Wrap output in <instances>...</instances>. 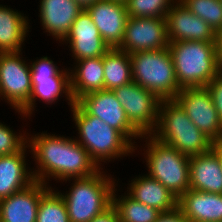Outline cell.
Segmentation results:
<instances>
[{"label":"cell","mask_w":222,"mask_h":222,"mask_svg":"<svg viewBox=\"0 0 222 222\" xmlns=\"http://www.w3.org/2000/svg\"><path fill=\"white\" fill-rule=\"evenodd\" d=\"M178 0H126L129 17L165 18Z\"/></svg>","instance_id":"obj_30"},{"label":"cell","mask_w":222,"mask_h":222,"mask_svg":"<svg viewBox=\"0 0 222 222\" xmlns=\"http://www.w3.org/2000/svg\"><path fill=\"white\" fill-rule=\"evenodd\" d=\"M141 138L147 139L148 142L145 146L147 150L144 151L148 175L179 198L190 189V157L157 141L151 135H142Z\"/></svg>","instance_id":"obj_6"},{"label":"cell","mask_w":222,"mask_h":222,"mask_svg":"<svg viewBox=\"0 0 222 222\" xmlns=\"http://www.w3.org/2000/svg\"><path fill=\"white\" fill-rule=\"evenodd\" d=\"M36 222H70L63 197L52 187L39 201Z\"/></svg>","instance_id":"obj_28"},{"label":"cell","mask_w":222,"mask_h":222,"mask_svg":"<svg viewBox=\"0 0 222 222\" xmlns=\"http://www.w3.org/2000/svg\"><path fill=\"white\" fill-rule=\"evenodd\" d=\"M27 145L20 151L0 156V200L17 193L35 182L25 159Z\"/></svg>","instance_id":"obj_20"},{"label":"cell","mask_w":222,"mask_h":222,"mask_svg":"<svg viewBox=\"0 0 222 222\" xmlns=\"http://www.w3.org/2000/svg\"><path fill=\"white\" fill-rule=\"evenodd\" d=\"M71 111L79 131V139L76 141L88 151L98 166L111 158L135 152V141L130 142L120 131L110 127L100 118L87 114L76 102Z\"/></svg>","instance_id":"obj_3"},{"label":"cell","mask_w":222,"mask_h":222,"mask_svg":"<svg viewBox=\"0 0 222 222\" xmlns=\"http://www.w3.org/2000/svg\"><path fill=\"white\" fill-rule=\"evenodd\" d=\"M76 103L87 114L100 118L110 127L120 131L130 142L132 139L142 137V134L129 122L124 108L112 90L86 94Z\"/></svg>","instance_id":"obj_11"},{"label":"cell","mask_w":222,"mask_h":222,"mask_svg":"<svg viewBox=\"0 0 222 222\" xmlns=\"http://www.w3.org/2000/svg\"><path fill=\"white\" fill-rule=\"evenodd\" d=\"M104 171L86 178H75L69 193H58L66 204L70 222H90L112 205L115 181Z\"/></svg>","instance_id":"obj_4"},{"label":"cell","mask_w":222,"mask_h":222,"mask_svg":"<svg viewBox=\"0 0 222 222\" xmlns=\"http://www.w3.org/2000/svg\"><path fill=\"white\" fill-rule=\"evenodd\" d=\"M155 222H190L183 214L182 210L177 207L172 211L161 212Z\"/></svg>","instance_id":"obj_33"},{"label":"cell","mask_w":222,"mask_h":222,"mask_svg":"<svg viewBox=\"0 0 222 222\" xmlns=\"http://www.w3.org/2000/svg\"><path fill=\"white\" fill-rule=\"evenodd\" d=\"M175 99L200 131L213 142L222 141V121L206 87L182 88Z\"/></svg>","instance_id":"obj_10"},{"label":"cell","mask_w":222,"mask_h":222,"mask_svg":"<svg viewBox=\"0 0 222 222\" xmlns=\"http://www.w3.org/2000/svg\"><path fill=\"white\" fill-rule=\"evenodd\" d=\"M10 129L0 122V156L20 152L27 144L26 133L19 135Z\"/></svg>","instance_id":"obj_31"},{"label":"cell","mask_w":222,"mask_h":222,"mask_svg":"<svg viewBox=\"0 0 222 222\" xmlns=\"http://www.w3.org/2000/svg\"><path fill=\"white\" fill-rule=\"evenodd\" d=\"M102 170L76 139L64 137L63 181L86 178Z\"/></svg>","instance_id":"obj_25"},{"label":"cell","mask_w":222,"mask_h":222,"mask_svg":"<svg viewBox=\"0 0 222 222\" xmlns=\"http://www.w3.org/2000/svg\"><path fill=\"white\" fill-rule=\"evenodd\" d=\"M127 194L136 201L156 208L160 212L172 211L178 207V197L148 174L131 180Z\"/></svg>","instance_id":"obj_22"},{"label":"cell","mask_w":222,"mask_h":222,"mask_svg":"<svg viewBox=\"0 0 222 222\" xmlns=\"http://www.w3.org/2000/svg\"><path fill=\"white\" fill-rule=\"evenodd\" d=\"M210 93L214 107L216 108L219 118L222 121V74L213 78L206 86Z\"/></svg>","instance_id":"obj_32"},{"label":"cell","mask_w":222,"mask_h":222,"mask_svg":"<svg viewBox=\"0 0 222 222\" xmlns=\"http://www.w3.org/2000/svg\"><path fill=\"white\" fill-rule=\"evenodd\" d=\"M110 48H117L123 41L128 12L124 2L97 0L85 8Z\"/></svg>","instance_id":"obj_14"},{"label":"cell","mask_w":222,"mask_h":222,"mask_svg":"<svg viewBox=\"0 0 222 222\" xmlns=\"http://www.w3.org/2000/svg\"><path fill=\"white\" fill-rule=\"evenodd\" d=\"M32 91L29 102L17 111L22 116H29L34 111L35 100L37 98L51 104L58 100L59 96L65 93L68 105L72 107L74 100L70 91V72L68 70H60L54 61L47 56H43L30 64ZM63 93V94H62Z\"/></svg>","instance_id":"obj_7"},{"label":"cell","mask_w":222,"mask_h":222,"mask_svg":"<svg viewBox=\"0 0 222 222\" xmlns=\"http://www.w3.org/2000/svg\"><path fill=\"white\" fill-rule=\"evenodd\" d=\"M150 135L188 157L212 149L213 141L193 124L176 99L161 101L157 125Z\"/></svg>","instance_id":"obj_1"},{"label":"cell","mask_w":222,"mask_h":222,"mask_svg":"<svg viewBox=\"0 0 222 222\" xmlns=\"http://www.w3.org/2000/svg\"><path fill=\"white\" fill-rule=\"evenodd\" d=\"M112 91L124 108L129 122L142 135H150L157 125L162 100L134 81Z\"/></svg>","instance_id":"obj_8"},{"label":"cell","mask_w":222,"mask_h":222,"mask_svg":"<svg viewBox=\"0 0 222 222\" xmlns=\"http://www.w3.org/2000/svg\"><path fill=\"white\" fill-rule=\"evenodd\" d=\"M35 181L27 188L0 200V222H36L39 201L50 189Z\"/></svg>","instance_id":"obj_17"},{"label":"cell","mask_w":222,"mask_h":222,"mask_svg":"<svg viewBox=\"0 0 222 222\" xmlns=\"http://www.w3.org/2000/svg\"><path fill=\"white\" fill-rule=\"evenodd\" d=\"M39 17L43 29L56 41H63L83 8L74 0H40Z\"/></svg>","instance_id":"obj_18"},{"label":"cell","mask_w":222,"mask_h":222,"mask_svg":"<svg viewBox=\"0 0 222 222\" xmlns=\"http://www.w3.org/2000/svg\"><path fill=\"white\" fill-rule=\"evenodd\" d=\"M212 150L216 153L218 156L221 167H222V141H215L212 143Z\"/></svg>","instance_id":"obj_36"},{"label":"cell","mask_w":222,"mask_h":222,"mask_svg":"<svg viewBox=\"0 0 222 222\" xmlns=\"http://www.w3.org/2000/svg\"><path fill=\"white\" fill-rule=\"evenodd\" d=\"M76 1L82 8H86L87 6L93 4L97 0H74Z\"/></svg>","instance_id":"obj_37"},{"label":"cell","mask_w":222,"mask_h":222,"mask_svg":"<svg viewBox=\"0 0 222 222\" xmlns=\"http://www.w3.org/2000/svg\"><path fill=\"white\" fill-rule=\"evenodd\" d=\"M129 55L134 82L153 92L161 100L175 99L181 88L176 80L173 60L168 47L133 52Z\"/></svg>","instance_id":"obj_5"},{"label":"cell","mask_w":222,"mask_h":222,"mask_svg":"<svg viewBox=\"0 0 222 222\" xmlns=\"http://www.w3.org/2000/svg\"><path fill=\"white\" fill-rule=\"evenodd\" d=\"M194 15L207 22L218 35L222 31V3L220 0H179Z\"/></svg>","instance_id":"obj_29"},{"label":"cell","mask_w":222,"mask_h":222,"mask_svg":"<svg viewBox=\"0 0 222 222\" xmlns=\"http://www.w3.org/2000/svg\"><path fill=\"white\" fill-rule=\"evenodd\" d=\"M165 18L169 42H217V34L210 25L190 12L179 0L172 6Z\"/></svg>","instance_id":"obj_15"},{"label":"cell","mask_w":222,"mask_h":222,"mask_svg":"<svg viewBox=\"0 0 222 222\" xmlns=\"http://www.w3.org/2000/svg\"><path fill=\"white\" fill-rule=\"evenodd\" d=\"M166 18L128 17L122 43L117 47L128 54L168 47Z\"/></svg>","instance_id":"obj_12"},{"label":"cell","mask_w":222,"mask_h":222,"mask_svg":"<svg viewBox=\"0 0 222 222\" xmlns=\"http://www.w3.org/2000/svg\"><path fill=\"white\" fill-rule=\"evenodd\" d=\"M178 207L190 222H222V194L189 189L179 197Z\"/></svg>","instance_id":"obj_19"},{"label":"cell","mask_w":222,"mask_h":222,"mask_svg":"<svg viewBox=\"0 0 222 222\" xmlns=\"http://www.w3.org/2000/svg\"><path fill=\"white\" fill-rule=\"evenodd\" d=\"M27 146L30 147L36 167L32 171L35 181L47 185V180L52 177L55 181L63 180L64 137L55 134H41L27 137ZM48 178V179H47Z\"/></svg>","instance_id":"obj_13"},{"label":"cell","mask_w":222,"mask_h":222,"mask_svg":"<svg viewBox=\"0 0 222 222\" xmlns=\"http://www.w3.org/2000/svg\"><path fill=\"white\" fill-rule=\"evenodd\" d=\"M190 189L222 194V167L216 153L209 152L190 157Z\"/></svg>","instance_id":"obj_21"},{"label":"cell","mask_w":222,"mask_h":222,"mask_svg":"<svg viewBox=\"0 0 222 222\" xmlns=\"http://www.w3.org/2000/svg\"><path fill=\"white\" fill-rule=\"evenodd\" d=\"M90 222H121V221L117 210L113 205H111L104 212L94 217Z\"/></svg>","instance_id":"obj_34"},{"label":"cell","mask_w":222,"mask_h":222,"mask_svg":"<svg viewBox=\"0 0 222 222\" xmlns=\"http://www.w3.org/2000/svg\"><path fill=\"white\" fill-rule=\"evenodd\" d=\"M70 71V91L74 102L80 97L104 90L103 56L76 61Z\"/></svg>","instance_id":"obj_23"},{"label":"cell","mask_w":222,"mask_h":222,"mask_svg":"<svg viewBox=\"0 0 222 222\" xmlns=\"http://www.w3.org/2000/svg\"><path fill=\"white\" fill-rule=\"evenodd\" d=\"M168 49L181 89L205 87L220 74L217 42L176 41L169 42Z\"/></svg>","instance_id":"obj_2"},{"label":"cell","mask_w":222,"mask_h":222,"mask_svg":"<svg viewBox=\"0 0 222 222\" xmlns=\"http://www.w3.org/2000/svg\"><path fill=\"white\" fill-rule=\"evenodd\" d=\"M18 52L0 53V97L20 111L30 99L31 68Z\"/></svg>","instance_id":"obj_9"},{"label":"cell","mask_w":222,"mask_h":222,"mask_svg":"<svg viewBox=\"0 0 222 222\" xmlns=\"http://www.w3.org/2000/svg\"><path fill=\"white\" fill-rule=\"evenodd\" d=\"M217 57L219 73L222 74V31L217 35Z\"/></svg>","instance_id":"obj_35"},{"label":"cell","mask_w":222,"mask_h":222,"mask_svg":"<svg viewBox=\"0 0 222 222\" xmlns=\"http://www.w3.org/2000/svg\"><path fill=\"white\" fill-rule=\"evenodd\" d=\"M104 90H114L132 82L130 55L119 49L110 48L103 55Z\"/></svg>","instance_id":"obj_26"},{"label":"cell","mask_w":222,"mask_h":222,"mask_svg":"<svg viewBox=\"0 0 222 222\" xmlns=\"http://www.w3.org/2000/svg\"><path fill=\"white\" fill-rule=\"evenodd\" d=\"M114 188L112 205L117 210L121 222H155L161 213L156 208L142 204L128 194L117 198Z\"/></svg>","instance_id":"obj_27"},{"label":"cell","mask_w":222,"mask_h":222,"mask_svg":"<svg viewBox=\"0 0 222 222\" xmlns=\"http://www.w3.org/2000/svg\"><path fill=\"white\" fill-rule=\"evenodd\" d=\"M115 1L125 2L126 0H115Z\"/></svg>","instance_id":"obj_38"},{"label":"cell","mask_w":222,"mask_h":222,"mask_svg":"<svg viewBox=\"0 0 222 222\" xmlns=\"http://www.w3.org/2000/svg\"><path fill=\"white\" fill-rule=\"evenodd\" d=\"M62 42L70 44V51L76 61L102 57L110 49L85 8L78 14Z\"/></svg>","instance_id":"obj_16"},{"label":"cell","mask_w":222,"mask_h":222,"mask_svg":"<svg viewBox=\"0 0 222 222\" xmlns=\"http://www.w3.org/2000/svg\"><path fill=\"white\" fill-rule=\"evenodd\" d=\"M28 21L20 12L0 5V53L21 52L29 32Z\"/></svg>","instance_id":"obj_24"}]
</instances>
